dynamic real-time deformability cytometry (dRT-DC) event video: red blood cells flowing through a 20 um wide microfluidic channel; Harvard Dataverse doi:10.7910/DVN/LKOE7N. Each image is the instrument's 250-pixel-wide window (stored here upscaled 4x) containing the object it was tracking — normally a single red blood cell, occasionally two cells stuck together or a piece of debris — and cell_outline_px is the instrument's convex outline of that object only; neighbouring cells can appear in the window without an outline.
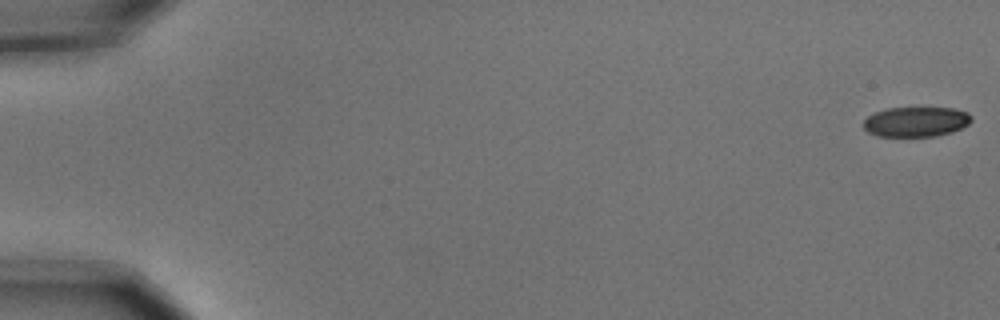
{"species": "common noctule bat (a hibernating species)", "species_latin": "Nyctalus noctula", "temperature_condition": "cold", "stored_images_in_passage": 11, "camera_frame_rate_fps": 3000, "um_per_image_px": 0.085, "animal": {"sex": "male", "body_mass_g": 15.6}, "frame": {"image": 1, "passage_image": 1, "time_ms": 0.0, "image_size_px": [1000, 320], "cell_outline_px": [[972, 120], [968, 124], [952, 132], [936, 136], [876, 136], [868, 132], [864, 128], [864, 120], [868, 116], [876, 112], [888, 108], [952, 108], [968, 112], [972, 116]], "centroid_in_image_um": [77.87, 10.35], "position_along_channel_um": 7.1, "area_um2": 18.79}}
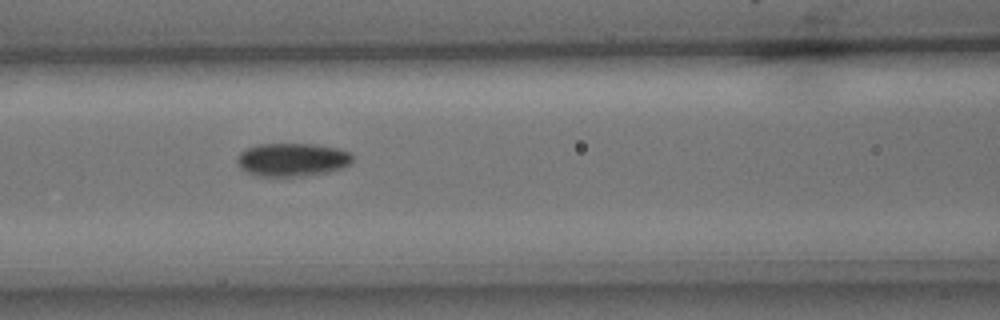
{"frame": {"image": 2, "passage_image": 8, "time_ms": 2.333, "image_size_px": [1000, 320], "cell_outline_px": [[352, 160], [348, 164], [340, 168], [328, 172], [292, 176], [256, 176], [244, 172], [240, 168], [236, 160], [240, 152], [256, 144], [316, 144], [336, 148], [348, 152], [352, 156]], "centroid_in_image_um": [24.77, 13.57], "position_along_channel_um": 141.8, "area_um2": 22.2}}
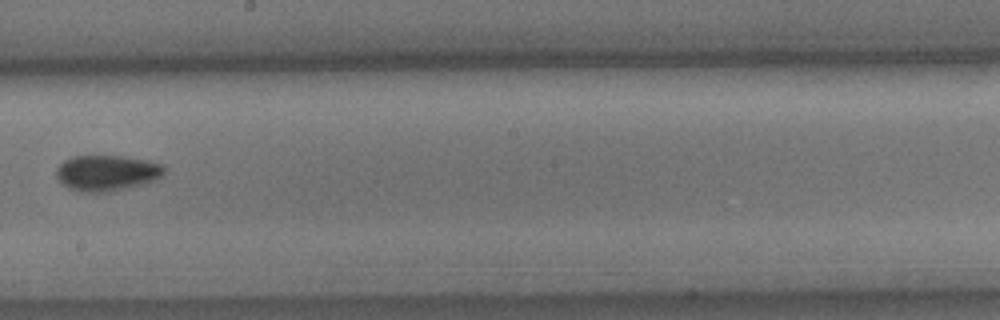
{"frame": {"image": 3, "passage_image": 10, "time_ms": 3.0, "image_size_px": [1000, 320], "cell_outline_px": [[164, 172], [156, 180], [144, 184], [112, 192], [80, 192], [68, 188], [56, 176], [56, 168], [64, 160], [72, 156], [124, 156], [148, 160], [160, 164], [164, 168]], "centroid_in_image_um": [9.07, 14.7], "position_along_channel_um": 239.1, "area_um2": 22.6}}